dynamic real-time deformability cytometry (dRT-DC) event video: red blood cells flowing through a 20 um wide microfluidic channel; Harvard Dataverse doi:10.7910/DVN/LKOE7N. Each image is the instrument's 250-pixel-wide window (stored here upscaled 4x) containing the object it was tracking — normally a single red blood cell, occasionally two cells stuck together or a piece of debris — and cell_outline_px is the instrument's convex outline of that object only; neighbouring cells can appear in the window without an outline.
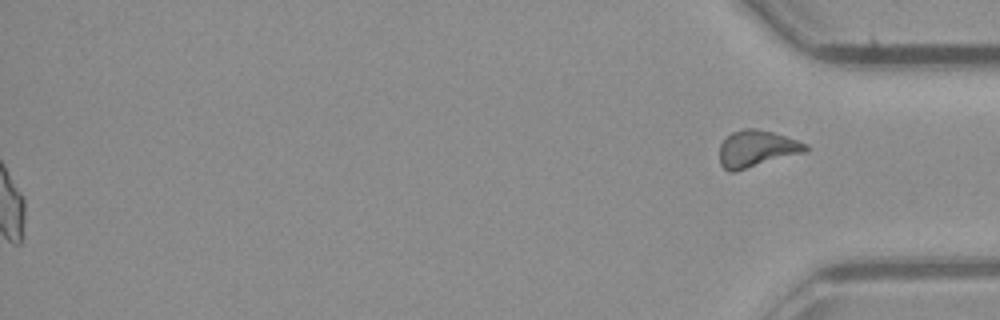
{"species": "common noctule bat (a hibernating species)", "species_latin": "Nyctalus noctula", "temperature_condition": "room temperature", "stored_images_in_passage": 48, "segment_of_instrument_passage": [2, 2], "camera_frame_rate_fps": 3000, "um_per_image_px": 0.085, "animal": {"sex": "male", "body_mass_g": 23.1, "forearm_length_mm": 52.7}, "frame": {"image": 1, "passage_image": 48, "time_ms": 15.667, "image_size_px": [1000, 320], "cell_outline_px": [[808, 148], [804, 152], [732, 172], [728, 172], [720, 164], [720, 144], [732, 132], [744, 128], [756, 128], [772, 132], [808, 144]], "centroid_in_image_um": [64.28, 12.63], "position_along_channel_um": 370.9, "area_um2": 18.03}}